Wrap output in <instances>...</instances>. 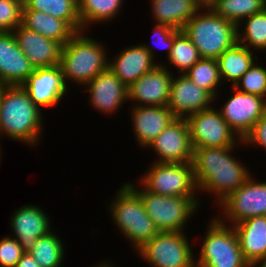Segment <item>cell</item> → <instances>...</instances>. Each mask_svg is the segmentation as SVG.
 Masks as SVG:
<instances>
[{
	"label": "cell",
	"instance_id": "43",
	"mask_svg": "<svg viewBox=\"0 0 266 267\" xmlns=\"http://www.w3.org/2000/svg\"><path fill=\"white\" fill-rule=\"evenodd\" d=\"M5 86L6 85H4L3 83H0V98H1V95H2V92Z\"/></svg>",
	"mask_w": 266,
	"mask_h": 267
},
{
	"label": "cell",
	"instance_id": "8",
	"mask_svg": "<svg viewBox=\"0 0 266 267\" xmlns=\"http://www.w3.org/2000/svg\"><path fill=\"white\" fill-rule=\"evenodd\" d=\"M140 184L151 193L165 196L195 197L198 191L192 162L151 163Z\"/></svg>",
	"mask_w": 266,
	"mask_h": 267
},
{
	"label": "cell",
	"instance_id": "3",
	"mask_svg": "<svg viewBox=\"0 0 266 267\" xmlns=\"http://www.w3.org/2000/svg\"><path fill=\"white\" fill-rule=\"evenodd\" d=\"M84 33V30L77 32L62 47L59 66L67 86L73 81L84 88L97 74L109 68L110 58L104 44Z\"/></svg>",
	"mask_w": 266,
	"mask_h": 267
},
{
	"label": "cell",
	"instance_id": "35",
	"mask_svg": "<svg viewBox=\"0 0 266 267\" xmlns=\"http://www.w3.org/2000/svg\"><path fill=\"white\" fill-rule=\"evenodd\" d=\"M22 10L16 0H0V32H13L22 24Z\"/></svg>",
	"mask_w": 266,
	"mask_h": 267
},
{
	"label": "cell",
	"instance_id": "31",
	"mask_svg": "<svg viewBox=\"0 0 266 267\" xmlns=\"http://www.w3.org/2000/svg\"><path fill=\"white\" fill-rule=\"evenodd\" d=\"M210 8L238 26L245 18L263 11L266 4L264 0H215Z\"/></svg>",
	"mask_w": 266,
	"mask_h": 267
},
{
	"label": "cell",
	"instance_id": "11",
	"mask_svg": "<svg viewBox=\"0 0 266 267\" xmlns=\"http://www.w3.org/2000/svg\"><path fill=\"white\" fill-rule=\"evenodd\" d=\"M219 206L223 211V219L220 216L216 217L222 223L231 226L253 216H266V181L259 182L251 175Z\"/></svg>",
	"mask_w": 266,
	"mask_h": 267
},
{
	"label": "cell",
	"instance_id": "24",
	"mask_svg": "<svg viewBox=\"0 0 266 267\" xmlns=\"http://www.w3.org/2000/svg\"><path fill=\"white\" fill-rule=\"evenodd\" d=\"M152 19L176 30L185 24L201 9L195 0H149Z\"/></svg>",
	"mask_w": 266,
	"mask_h": 267
},
{
	"label": "cell",
	"instance_id": "19",
	"mask_svg": "<svg viewBox=\"0 0 266 267\" xmlns=\"http://www.w3.org/2000/svg\"><path fill=\"white\" fill-rule=\"evenodd\" d=\"M41 207L26 204L13 212L9 222L13 237L17 239L21 248L29 252L38 238H41L51 231V222L48 214Z\"/></svg>",
	"mask_w": 266,
	"mask_h": 267
},
{
	"label": "cell",
	"instance_id": "29",
	"mask_svg": "<svg viewBox=\"0 0 266 267\" xmlns=\"http://www.w3.org/2000/svg\"><path fill=\"white\" fill-rule=\"evenodd\" d=\"M54 230L38 238L29 253L41 267H61L65 245Z\"/></svg>",
	"mask_w": 266,
	"mask_h": 267
},
{
	"label": "cell",
	"instance_id": "12",
	"mask_svg": "<svg viewBox=\"0 0 266 267\" xmlns=\"http://www.w3.org/2000/svg\"><path fill=\"white\" fill-rule=\"evenodd\" d=\"M233 94L219 111L230 128L243 140L256 122L266 113V99L239 91L232 86Z\"/></svg>",
	"mask_w": 266,
	"mask_h": 267
},
{
	"label": "cell",
	"instance_id": "34",
	"mask_svg": "<svg viewBox=\"0 0 266 267\" xmlns=\"http://www.w3.org/2000/svg\"><path fill=\"white\" fill-rule=\"evenodd\" d=\"M258 64L254 62L234 87L241 92L255 94L266 99V69Z\"/></svg>",
	"mask_w": 266,
	"mask_h": 267
},
{
	"label": "cell",
	"instance_id": "36",
	"mask_svg": "<svg viewBox=\"0 0 266 267\" xmlns=\"http://www.w3.org/2000/svg\"><path fill=\"white\" fill-rule=\"evenodd\" d=\"M24 253L14 237L7 235L0 239V267H15Z\"/></svg>",
	"mask_w": 266,
	"mask_h": 267
},
{
	"label": "cell",
	"instance_id": "18",
	"mask_svg": "<svg viewBox=\"0 0 266 267\" xmlns=\"http://www.w3.org/2000/svg\"><path fill=\"white\" fill-rule=\"evenodd\" d=\"M214 98L198 87L185 74L173 76L167 107L176 118L187 116L211 108Z\"/></svg>",
	"mask_w": 266,
	"mask_h": 267
},
{
	"label": "cell",
	"instance_id": "4",
	"mask_svg": "<svg viewBox=\"0 0 266 267\" xmlns=\"http://www.w3.org/2000/svg\"><path fill=\"white\" fill-rule=\"evenodd\" d=\"M182 31L196 46L201 58L217 59L238 42L237 25L218 16L210 7L201 8Z\"/></svg>",
	"mask_w": 266,
	"mask_h": 267
},
{
	"label": "cell",
	"instance_id": "41",
	"mask_svg": "<svg viewBox=\"0 0 266 267\" xmlns=\"http://www.w3.org/2000/svg\"><path fill=\"white\" fill-rule=\"evenodd\" d=\"M201 8L210 7L215 0H195Z\"/></svg>",
	"mask_w": 266,
	"mask_h": 267
},
{
	"label": "cell",
	"instance_id": "17",
	"mask_svg": "<svg viewBox=\"0 0 266 267\" xmlns=\"http://www.w3.org/2000/svg\"><path fill=\"white\" fill-rule=\"evenodd\" d=\"M84 87L89 92V104L105 115H111L120 110L128 101V87L108 68L97 74Z\"/></svg>",
	"mask_w": 266,
	"mask_h": 267
},
{
	"label": "cell",
	"instance_id": "37",
	"mask_svg": "<svg viewBox=\"0 0 266 267\" xmlns=\"http://www.w3.org/2000/svg\"><path fill=\"white\" fill-rule=\"evenodd\" d=\"M155 24L156 25L152 35L153 44H155L156 42L157 47H160L161 49H166L167 50L166 57L168 58L174 43V34L177 30L164 24H159V23Z\"/></svg>",
	"mask_w": 266,
	"mask_h": 267
},
{
	"label": "cell",
	"instance_id": "7",
	"mask_svg": "<svg viewBox=\"0 0 266 267\" xmlns=\"http://www.w3.org/2000/svg\"><path fill=\"white\" fill-rule=\"evenodd\" d=\"M207 228L195 267H250L233 226L214 217Z\"/></svg>",
	"mask_w": 266,
	"mask_h": 267
},
{
	"label": "cell",
	"instance_id": "28",
	"mask_svg": "<svg viewBox=\"0 0 266 267\" xmlns=\"http://www.w3.org/2000/svg\"><path fill=\"white\" fill-rule=\"evenodd\" d=\"M23 10H35L66 21L76 32L82 31L78 0H27Z\"/></svg>",
	"mask_w": 266,
	"mask_h": 267
},
{
	"label": "cell",
	"instance_id": "32",
	"mask_svg": "<svg viewBox=\"0 0 266 267\" xmlns=\"http://www.w3.org/2000/svg\"><path fill=\"white\" fill-rule=\"evenodd\" d=\"M184 74L198 87L206 90L214 100L217 99V91L222 82L217 59L201 58Z\"/></svg>",
	"mask_w": 266,
	"mask_h": 267
},
{
	"label": "cell",
	"instance_id": "38",
	"mask_svg": "<svg viewBox=\"0 0 266 267\" xmlns=\"http://www.w3.org/2000/svg\"><path fill=\"white\" fill-rule=\"evenodd\" d=\"M244 145H258L266 151V113L256 122L251 131L242 140Z\"/></svg>",
	"mask_w": 266,
	"mask_h": 267
},
{
	"label": "cell",
	"instance_id": "5",
	"mask_svg": "<svg viewBox=\"0 0 266 267\" xmlns=\"http://www.w3.org/2000/svg\"><path fill=\"white\" fill-rule=\"evenodd\" d=\"M109 212L118 230L134 247L135 252L159 233L153 220L145 211L138 193L127 183L116 192Z\"/></svg>",
	"mask_w": 266,
	"mask_h": 267
},
{
	"label": "cell",
	"instance_id": "27",
	"mask_svg": "<svg viewBox=\"0 0 266 267\" xmlns=\"http://www.w3.org/2000/svg\"><path fill=\"white\" fill-rule=\"evenodd\" d=\"M123 2L124 0H78V15L82 31L89 29L91 24L110 22L116 18L121 13Z\"/></svg>",
	"mask_w": 266,
	"mask_h": 267
},
{
	"label": "cell",
	"instance_id": "33",
	"mask_svg": "<svg viewBox=\"0 0 266 267\" xmlns=\"http://www.w3.org/2000/svg\"><path fill=\"white\" fill-rule=\"evenodd\" d=\"M201 59L196 46L182 30L174 34V43L168 56L170 66L176 67L179 74L187 72L197 61Z\"/></svg>",
	"mask_w": 266,
	"mask_h": 267
},
{
	"label": "cell",
	"instance_id": "30",
	"mask_svg": "<svg viewBox=\"0 0 266 267\" xmlns=\"http://www.w3.org/2000/svg\"><path fill=\"white\" fill-rule=\"evenodd\" d=\"M237 30L238 43L250 50L252 49V51L261 50L266 52V8L245 18L237 26Z\"/></svg>",
	"mask_w": 266,
	"mask_h": 267
},
{
	"label": "cell",
	"instance_id": "22",
	"mask_svg": "<svg viewBox=\"0 0 266 267\" xmlns=\"http://www.w3.org/2000/svg\"><path fill=\"white\" fill-rule=\"evenodd\" d=\"M134 135L141 148H145L176 118L167 106L131 107Z\"/></svg>",
	"mask_w": 266,
	"mask_h": 267
},
{
	"label": "cell",
	"instance_id": "2",
	"mask_svg": "<svg viewBox=\"0 0 266 267\" xmlns=\"http://www.w3.org/2000/svg\"><path fill=\"white\" fill-rule=\"evenodd\" d=\"M41 110L21 85L5 86L0 98V135L38 145L44 128Z\"/></svg>",
	"mask_w": 266,
	"mask_h": 267
},
{
	"label": "cell",
	"instance_id": "10",
	"mask_svg": "<svg viewBox=\"0 0 266 267\" xmlns=\"http://www.w3.org/2000/svg\"><path fill=\"white\" fill-rule=\"evenodd\" d=\"M191 114L185 119L193 148L233 147L243 143L216 108Z\"/></svg>",
	"mask_w": 266,
	"mask_h": 267
},
{
	"label": "cell",
	"instance_id": "23",
	"mask_svg": "<svg viewBox=\"0 0 266 267\" xmlns=\"http://www.w3.org/2000/svg\"><path fill=\"white\" fill-rule=\"evenodd\" d=\"M245 260L251 265L266 256V216H253L233 225Z\"/></svg>",
	"mask_w": 266,
	"mask_h": 267
},
{
	"label": "cell",
	"instance_id": "15",
	"mask_svg": "<svg viewBox=\"0 0 266 267\" xmlns=\"http://www.w3.org/2000/svg\"><path fill=\"white\" fill-rule=\"evenodd\" d=\"M21 86L40 109L52 108L59 104L68 91L59 65L35 68Z\"/></svg>",
	"mask_w": 266,
	"mask_h": 267
},
{
	"label": "cell",
	"instance_id": "26",
	"mask_svg": "<svg viewBox=\"0 0 266 267\" xmlns=\"http://www.w3.org/2000/svg\"><path fill=\"white\" fill-rule=\"evenodd\" d=\"M254 54L257 52L254 53L238 42L225 50L217 58L222 83L229 81L232 82L231 86H234L255 62Z\"/></svg>",
	"mask_w": 266,
	"mask_h": 267
},
{
	"label": "cell",
	"instance_id": "42",
	"mask_svg": "<svg viewBox=\"0 0 266 267\" xmlns=\"http://www.w3.org/2000/svg\"><path fill=\"white\" fill-rule=\"evenodd\" d=\"M102 262V263H101ZM101 262H99L97 265H94L93 267H115L114 265H113V263H111V261L109 262V260H107V261H101Z\"/></svg>",
	"mask_w": 266,
	"mask_h": 267
},
{
	"label": "cell",
	"instance_id": "44",
	"mask_svg": "<svg viewBox=\"0 0 266 267\" xmlns=\"http://www.w3.org/2000/svg\"><path fill=\"white\" fill-rule=\"evenodd\" d=\"M16 1L20 2L22 5H24L27 2V0H16Z\"/></svg>",
	"mask_w": 266,
	"mask_h": 267
},
{
	"label": "cell",
	"instance_id": "20",
	"mask_svg": "<svg viewBox=\"0 0 266 267\" xmlns=\"http://www.w3.org/2000/svg\"><path fill=\"white\" fill-rule=\"evenodd\" d=\"M17 44L34 68L59 65L63 45L20 24L13 32Z\"/></svg>",
	"mask_w": 266,
	"mask_h": 267
},
{
	"label": "cell",
	"instance_id": "14",
	"mask_svg": "<svg viewBox=\"0 0 266 267\" xmlns=\"http://www.w3.org/2000/svg\"><path fill=\"white\" fill-rule=\"evenodd\" d=\"M168 66L157 65L128 87V100L135 106H167L175 74ZM136 102V104H135Z\"/></svg>",
	"mask_w": 266,
	"mask_h": 267
},
{
	"label": "cell",
	"instance_id": "25",
	"mask_svg": "<svg viewBox=\"0 0 266 267\" xmlns=\"http://www.w3.org/2000/svg\"><path fill=\"white\" fill-rule=\"evenodd\" d=\"M22 25L62 45L77 33L66 21L35 10H22Z\"/></svg>",
	"mask_w": 266,
	"mask_h": 267
},
{
	"label": "cell",
	"instance_id": "1",
	"mask_svg": "<svg viewBox=\"0 0 266 267\" xmlns=\"http://www.w3.org/2000/svg\"><path fill=\"white\" fill-rule=\"evenodd\" d=\"M237 146L194 148L192 164L198 192L216 195L215 205L251 176L248 167L232 154Z\"/></svg>",
	"mask_w": 266,
	"mask_h": 267
},
{
	"label": "cell",
	"instance_id": "39",
	"mask_svg": "<svg viewBox=\"0 0 266 267\" xmlns=\"http://www.w3.org/2000/svg\"><path fill=\"white\" fill-rule=\"evenodd\" d=\"M15 267H41L29 252H25Z\"/></svg>",
	"mask_w": 266,
	"mask_h": 267
},
{
	"label": "cell",
	"instance_id": "16",
	"mask_svg": "<svg viewBox=\"0 0 266 267\" xmlns=\"http://www.w3.org/2000/svg\"><path fill=\"white\" fill-rule=\"evenodd\" d=\"M109 61L110 70L127 86L161 63L155 62V50L149 44H136L121 49Z\"/></svg>",
	"mask_w": 266,
	"mask_h": 267
},
{
	"label": "cell",
	"instance_id": "13",
	"mask_svg": "<svg viewBox=\"0 0 266 267\" xmlns=\"http://www.w3.org/2000/svg\"><path fill=\"white\" fill-rule=\"evenodd\" d=\"M146 148L157 154L154 162H192L194 148L186 119L175 118Z\"/></svg>",
	"mask_w": 266,
	"mask_h": 267
},
{
	"label": "cell",
	"instance_id": "21",
	"mask_svg": "<svg viewBox=\"0 0 266 267\" xmlns=\"http://www.w3.org/2000/svg\"><path fill=\"white\" fill-rule=\"evenodd\" d=\"M35 68L19 48L12 32H0V83L22 85Z\"/></svg>",
	"mask_w": 266,
	"mask_h": 267
},
{
	"label": "cell",
	"instance_id": "40",
	"mask_svg": "<svg viewBox=\"0 0 266 267\" xmlns=\"http://www.w3.org/2000/svg\"><path fill=\"white\" fill-rule=\"evenodd\" d=\"M250 267H266V256L263 258H260L258 260H255Z\"/></svg>",
	"mask_w": 266,
	"mask_h": 267
},
{
	"label": "cell",
	"instance_id": "9",
	"mask_svg": "<svg viewBox=\"0 0 266 267\" xmlns=\"http://www.w3.org/2000/svg\"><path fill=\"white\" fill-rule=\"evenodd\" d=\"M191 244L185 232H159L136 253L150 267H195Z\"/></svg>",
	"mask_w": 266,
	"mask_h": 267
},
{
	"label": "cell",
	"instance_id": "6",
	"mask_svg": "<svg viewBox=\"0 0 266 267\" xmlns=\"http://www.w3.org/2000/svg\"><path fill=\"white\" fill-rule=\"evenodd\" d=\"M141 198L145 211L153 220L159 232H185L187 225L196 210L200 200L197 197L165 196L148 192L143 186H135L127 182ZM198 207V208H197Z\"/></svg>",
	"mask_w": 266,
	"mask_h": 267
}]
</instances>
